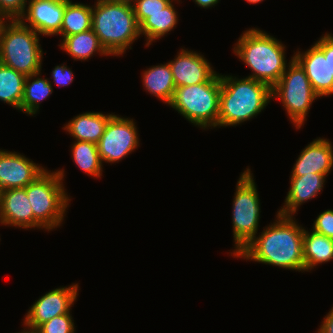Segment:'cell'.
<instances>
[{
	"label": "cell",
	"mask_w": 333,
	"mask_h": 333,
	"mask_svg": "<svg viewBox=\"0 0 333 333\" xmlns=\"http://www.w3.org/2000/svg\"><path fill=\"white\" fill-rule=\"evenodd\" d=\"M181 0H173L160 12L148 14V18L140 25V34L145 36V46L153 45V42L162 39L168 32L176 28L178 24V12L173 3H180Z\"/></svg>",
	"instance_id": "obj_21"
},
{
	"label": "cell",
	"mask_w": 333,
	"mask_h": 333,
	"mask_svg": "<svg viewBox=\"0 0 333 333\" xmlns=\"http://www.w3.org/2000/svg\"><path fill=\"white\" fill-rule=\"evenodd\" d=\"M22 325H23V330L17 333H40V330L38 328L29 326L24 321Z\"/></svg>",
	"instance_id": "obj_36"
},
{
	"label": "cell",
	"mask_w": 333,
	"mask_h": 333,
	"mask_svg": "<svg viewBox=\"0 0 333 333\" xmlns=\"http://www.w3.org/2000/svg\"><path fill=\"white\" fill-rule=\"evenodd\" d=\"M27 8V0H0V12L8 20H19Z\"/></svg>",
	"instance_id": "obj_30"
},
{
	"label": "cell",
	"mask_w": 333,
	"mask_h": 333,
	"mask_svg": "<svg viewBox=\"0 0 333 333\" xmlns=\"http://www.w3.org/2000/svg\"><path fill=\"white\" fill-rule=\"evenodd\" d=\"M9 20L0 12V36L2 33V29L4 25L8 22Z\"/></svg>",
	"instance_id": "obj_37"
},
{
	"label": "cell",
	"mask_w": 333,
	"mask_h": 333,
	"mask_svg": "<svg viewBox=\"0 0 333 333\" xmlns=\"http://www.w3.org/2000/svg\"><path fill=\"white\" fill-rule=\"evenodd\" d=\"M217 128L236 127L258 116L272 99V88L249 77L220 74Z\"/></svg>",
	"instance_id": "obj_3"
},
{
	"label": "cell",
	"mask_w": 333,
	"mask_h": 333,
	"mask_svg": "<svg viewBox=\"0 0 333 333\" xmlns=\"http://www.w3.org/2000/svg\"><path fill=\"white\" fill-rule=\"evenodd\" d=\"M333 169V146L329 139L317 137L301 152L292 168L290 176L323 174L328 176Z\"/></svg>",
	"instance_id": "obj_17"
},
{
	"label": "cell",
	"mask_w": 333,
	"mask_h": 333,
	"mask_svg": "<svg viewBox=\"0 0 333 333\" xmlns=\"http://www.w3.org/2000/svg\"><path fill=\"white\" fill-rule=\"evenodd\" d=\"M65 170L48 169L26 187L34 218L47 230H56L63 224L70 195L64 186Z\"/></svg>",
	"instance_id": "obj_5"
},
{
	"label": "cell",
	"mask_w": 333,
	"mask_h": 333,
	"mask_svg": "<svg viewBox=\"0 0 333 333\" xmlns=\"http://www.w3.org/2000/svg\"><path fill=\"white\" fill-rule=\"evenodd\" d=\"M41 72L26 77L21 112L27 116H34L40 110V102L46 100L53 93V85L50 78L41 77Z\"/></svg>",
	"instance_id": "obj_25"
},
{
	"label": "cell",
	"mask_w": 333,
	"mask_h": 333,
	"mask_svg": "<svg viewBox=\"0 0 333 333\" xmlns=\"http://www.w3.org/2000/svg\"><path fill=\"white\" fill-rule=\"evenodd\" d=\"M198 7L200 6L201 8L208 9L215 7L220 0H193Z\"/></svg>",
	"instance_id": "obj_35"
},
{
	"label": "cell",
	"mask_w": 333,
	"mask_h": 333,
	"mask_svg": "<svg viewBox=\"0 0 333 333\" xmlns=\"http://www.w3.org/2000/svg\"><path fill=\"white\" fill-rule=\"evenodd\" d=\"M286 45L260 28L245 30L233 46V54L252 71L247 77L271 88L279 81L289 62Z\"/></svg>",
	"instance_id": "obj_2"
},
{
	"label": "cell",
	"mask_w": 333,
	"mask_h": 333,
	"mask_svg": "<svg viewBox=\"0 0 333 333\" xmlns=\"http://www.w3.org/2000/svg\"><path fill=\"white\" fill-rule=\"evenodd\" d=\"M298 48L293 58L304 69L315 93L321 97L333 95V75H330L329 54L314 43L307 51Z\"/></svg>",
	"instance_id": "obj_16"
},
{
	"label": "cell",
	"mask_w": 333,
	"mask_h": 333,
	"mask_svg": "<svg viewBox=\"0 0 333 333\" xmlns=\"http://www.w3.org/2000/svg\"><path fill=\"white\" fill-rule=\"evenodd\" d=\"M173 0H134L133 11L139 26L148 18V14L160 12Z\"/></svg>",
	"instance_id": "obj_28"
},
{
	"label": "cell",
	"mask_w": 333,
	"mask_h": 333,
	"mask_svg": "<svg viewBox=\"0 0 333 333\" xmlns=\"http://www.w3.org/2000/svg\"><path fill=\"white\" fill-rule=\"evenodd\" d=\"M27 8L19 19L42 36H54L60 32L65 0H27Z\"/></svg>",
	"instance_id": "obj_14"
},
{
	"label": "cell",
	"mask_w": 333,
	"mask_h": 333,
	"mask_svg": "<svg viewBox=\"0 0 333 333\" xmlns=\"http://www.w3.org/2000/svg\"><path fill=\"white\" fill-rule=\"evenodd\" d=\"M26 77L13 68L0 63V101L21 111Z\"/></svg>",
	"instance_id": "obj_27"
},
{
	"label": "cell",
	"mask_w": 333,
	"mask_h": 333,
	"mask_svg": "<svg viewBox=\"0 0 333 333\" xmlns=\"http://www.w3.org/2000/svg\"><path fill=\"white\" fill-rule=\"evenodd\" d=\"M58 46L66 52L73 60L88 61L93 55L111 56L100 43L93 29L85 32L66 36Z\"/></svg>",
	"instance_id": "obj_22"
},
{
	"label": "cell",
	"mask_w": 333,
	"mask_h": 333,
	"mask_svg": "<svg viewBox=\"0 0 333 333\" xmlns=\"http://www.w3.org/2000/svg\"><path fill=\"white\" fill-rule=\"evenodd\" d=\"M141 74L144 90L169 105L176 88L169 62L150 66Z\"/></svg>",
	"instance_id": "obj_20"
},
{
	"label": "cell",
	"mask_w": 333,
	"mask_h": 333,
	"mask_svg": "<svg viewBox=\"0 0 333 333\" xmlns=\"http://www.w3.org/2000/svg\"><path fill=\"white\" fill-rule=\"evenodd\" d=\"M303 257L305 272H310L322 263L333 260V239L318 234L312 229L303 230Z\"/></svg>",
	"instance_id": "obj_23"
},
{
	"label": "cell",
	"mask_w": 333,
	"mask_h": 333,
	"mask_svg": "<svg viewBox=\"0 0 333 333\" xmlns=\"http://www.w3.org/2000/svg\"><path fill=\"white\" fill-rule=\"evenodd\" d=\"M0 225L47 231L33 216L26 187L0 192Z\"/></svg>",
	"instance_id": "obj_15"
},
{
	"label": "cell",
	"mask_w": 333,
	"mask_h": 333,
	"mask_svg": "<svg viewBox=\"0 0 333 333\" xmlns=\"http://www.w3.org/2000/svg\"><path fill=\"white\" fill-rule=\"evenodd\" d=\"M101 1H104V2H121V3H129V4H132V2L134 0H101Z\"/></svg>",
	"instance_id": "obj_38"
},
{
	"label": "cell",
	"mask_w": 333,
	"mask_h": 333,
	"mask_svg": "<svg viewBox=\"0 0 333 333\" xmlns=\"http://www.w3.org/2000/svg\"><path fill=\"white\" fill-rule=\"evenodd\" d=\"M115 113L89 111L80 113L68 121L63 130L75 141H87L97 144L102 137L106 124Z\"/></svg>",
	"instance_id": "obj_19"
},
{
	"label": "cell",
	"mask_w": 333,
	"mask_h": 333,
	"mask_svg": "<svg viewBox=\"0 0 333 333\" xmlns=\"http://www.w3.org/2000/svg\"><path fill=\"white\" fill-rule=\"evenodd\" d=\"M326 177L318 173L290 176V187L284 200L285 203L277 213L284 216H295L301 205L322 192Z\"/></svg>",
	"instance_id": "obj_18"
},
{
	"label": "cell",
	"mask_w": 333,
	"mask_h": 333,
	"mask_svg": "<svg viewBox=\"0 0 333 333\" xmlns=\"http://www.w3.org/2000/svg\"><path fill=\"white\" fill-rule=\"evenodd\" d=\"M312 230L333 239V209L320 213L314 220Z\"/></svg>",
	"instance_id": "obj_31"
},
{
	"label": "cell",
	"mask_w": 333,
	"mask_h": 333,
	"mask_svg": "<svg viewBox=\"0 0 333 333\" xmlns=\"http://www.w3.org/2000/svg\"><path fill=\"white\" fill-rule=\"evenodd\" d=\"M314 43L324 54H329L330 75H333V34L326 32Z\"/></svg>",
	"instance_id": "obj_33"
},
{
	"label": "cell",
	"mask_w": 333,
	"mask_h": 333,
	"mask_svg": "<svg viewBox=\"0 0 333 333\" xmlns=\"http://www.w3.org/2000/svg\"><path fill=\"white\" fill-rule=\"evenodd\" d=\"M75 323L71 312L55 316L48 322L41 324L38 329L40 333H75Z\"/></svg>",
	"instance_id": "obj_29"
},
{
	"label": "cell",
	"mask_w": 333,
	"mask_h": 333,
	"mask_svg": "<svg viewBox=\"0 0 333 333\" xmlns=\"http://www.w3.org/2000/svg\"><path fill=\"white\" fill-rule=\"evenodd\" d=\"M322 324L317 329V333H333V307L326 316L323 317Z\"/></svg>",
	"instance_id": "obj_34"
},
{
	"label": "cell",
	"mask_w": 333,
	"mask_h": 333,
	"mask_svg": "<svg viewBox=\"0 0 333 333\" xmlns=\"http://www.w3.org/2000/svg\"><path fill=\"white\" fill-rule=\"evenodd\" d=\"M246 2H248L249 4H258L264 0H245Z\"/></svg>",
	"instance_id": "obj_39"
},
{
	"label": "cell",
	"mask_w": 333,
	"mask_h": 333,
	"mask_svg": "<svg viewBox=\"0 0 333 333\" xmlns=\"http://www.w3.org/2000/svg\"><path fill=\"white\" fill-rule=\"evenodd\" d=\"M137 128L134 119L114 114L97 143L102 163H119L133 153L140 146Z\"/></svg>",
	"instance_id": "obj_10"
},
{
	"label": "cell",
	"mask_w": 333,
	"mask_h": 333,
	"mask_svg": "<svg viewBox=\"0 0 333 333\" xmlns=\"http://www.w3.org/2000/svg\"><path fill=\"white\" fill-rule=\"evenodd\" d=\"M92 29L113 57L123 56L140 38V26L132 4L96 0L92 5Z\"/></svg>",
	"instance_id": "obj_4"
},
{
	"label": "cell",
	"mask_w": 333,
	"mask_h": 333,
	"mask_svg": "<svg viewBox=\"0 0 333 333\" xmlns=\"http://www.w3.org/2000/svg\"><path fill=\"white\" fill-rule=\"evenodd\" d=\"M46 170L19 152L0 149V192L25 188Z\"/></svg>",
	"instance_id": "obj_12"
},
{
	"label": "cell",
	"mask_w": 333,
	"mask_h": 333,
	"mask_svg": "<svg viewBox=\"0 0 333 333\" xmlns=\"http://www.w3.org/2000/svg\"><path fill=\"white\" fill-rule=\"evenodd\" d=\"M39 36L20 20H9L0 36V63L25 76L41 72L44 57Z\"/></svg>",
	"instance_id": "obj_7"
},
{
	"label": "cell",
	"mask_w": 333,
	"mask_h": 333,
	"mask_svg": "<svg viewBox=\"0 0 333 333\" xmlns=\"http://www.w3.org/2000/svg\"><path fill=\"white\" fill-rule=\"evenodd\" d=\"M79 283L54 288L39 297L28 309L23 321L32 327L38 328L55 316L71 312L79 296Z\"/></svg>",
	"instance_id": "obj_11"
},
{
	"label": "cell",
	"mask_w": 333,
	"mask_h": 333,
	"mask_svg": "<svg viewBox=\"0 0 333 333\" xmlns=\"http://www.w3.org/2000/svg\"><path fill=\"white\" fill-rule=\"evenodd\" d=\"M319 98L304 69L291 56L283 75L272 87V99H278L282 103L287 118L299 130L307 121L313 102Z\"/></svg>",
	"instance_id": "obj_9"
},
{
	"label": "cell",
	"mask_w": 333,
	"mask_h": 333,
	"mask_svg": "<svg viewBox=\"0 0 333 333\" xmlns=\"http://www.w3.org/2000/svg\"><path fill=\"white\" fill-rule=\"evenodd\" d=\"M180 48L173 60L168 61L175 87L208 82L217 72L203 54Z\"/></svg>",
	"instance_id": "obj_13"
},
{
	"label": "cell",
	"mask_w": 333,
	"mask_h": 333,
	"mask_svg": "<svg viewBox=\"0 0 333 333\" xmlns=\"http://www.w3.org/2000/svg\"><path fill=\"white\" fill-rule=\"evenodd\" d=\"M293 216L275 215L235 258L305 272L303 257L304 227Z\"/></svg>",
	"instance_id": "obj_1"
},
{
	"label": "cell",
	"mask_w": 333,
	"mask_h": 333,
	"mask_svg": "<svg viewBox=\"0 0 333 333\" xmlns=\"http://www.w3.org/2000/svg\"><path fill=\"white\" fill-rule=\"evenodd\" d=\"M51 73L53 82L50 80V83L52 85L56 84L57 86L65 87L74 81V73L66 64L55 66Z\"/></svg>",
	"instance_id": "obj_32"
},
{
	"label": "cell",
	"mask_w": 333,
	"mask_h": 333,
	"mask_svg": "<svg viewBox=\"0 0 333 333\" xmlns=\"http://www.w3.org/2000/svg\"><path fill=\"white\" fill-rule=\"evenodd\" d=\"M92 29V6L65 0L61 30L57 35L71 36Z\"/></svg>",
	"instance_id": "obj_24"
},
{
	"label": "cell",
	"mask_w": 333,
	"mask_h": 333,
	"mask_svg": "<svg viewBox=\"0 0 333 333\" xmlns=\"http://www.w3.org/2000/svg\"><path fill=\"white\" fill-rule=\"evenodd\" d=\"M249 166L240 174L232 202V227L234 249L229 254L236 257L258 234L260 198L253 173Z\"/></svg>",
	"instance_id": "obj_8"
},
{
	"label": "cell",
	"mask_w": 333,
	"mask_h": 333,
	"mask_svg": "<svg viewBox=\"0 0 333 333\" xmlns=\"http://www.w3.org/2000/svg\"><path fill=\"white\" fill-rule=\"evenodd\" d=\"M221 91L220 74L208 82L175 88L168 106L200 129L217 128Z\"/></svg>",
	"instance_id": "obj_6"
},
{
	"label": "cell",
	"mask_w": 333,
	"mask_h": 333,
	"mask_svg": "<svg viewBox=\"0 0 333 333\" xmlns=\"http://www.w3.org/2000/svg\"><path fill=\"white\" fill-rule=\"evenodd\" d=\"M71 157L76 166L85 174L98 179L103 176V163L97 149V144L87 141H73Z\"/></svg>",
	"instance_id": "obj_26"
}]
</instances>
